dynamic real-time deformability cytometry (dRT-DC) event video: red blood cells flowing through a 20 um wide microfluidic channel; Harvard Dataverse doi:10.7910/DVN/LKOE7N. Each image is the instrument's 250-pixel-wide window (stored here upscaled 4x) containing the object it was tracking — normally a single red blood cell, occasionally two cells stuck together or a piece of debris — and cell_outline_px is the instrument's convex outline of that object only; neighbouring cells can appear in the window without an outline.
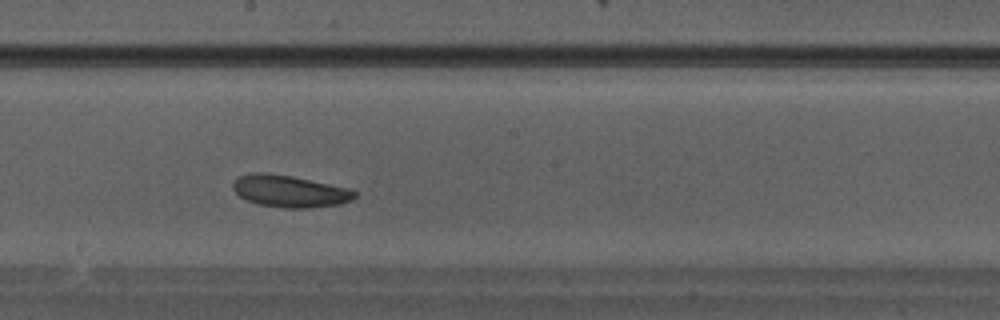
{"species": "Egyptian fruit bat (a non-hibernating species)", "species_latin": "Rousettus aegyptiacus", "temperature_condition": "warm", "stored_images_in_passage": 29, "camera_frame_rate_fps": 3000, "um_per_image_px": 0.085, "animal": {"sex": "male"}, "frame": {"image": 1, "passage_image": 13, "time_ms": 4.0, "image_size_px": [1000, 320], "cell_outline_px": [[356, 196], [352, 200], [340, 204], [308, 208], [284, 208], [256, 204], [240, 196], [232, 188], [232, 184], [240, 176], [252, 172], [264, 172], [292, 176], [348, 188], [356, 192]], "centroid_in_image_um": [24.61, 16.25], "position_along_channel_um": 223.6, "area_um2": 22.6}}
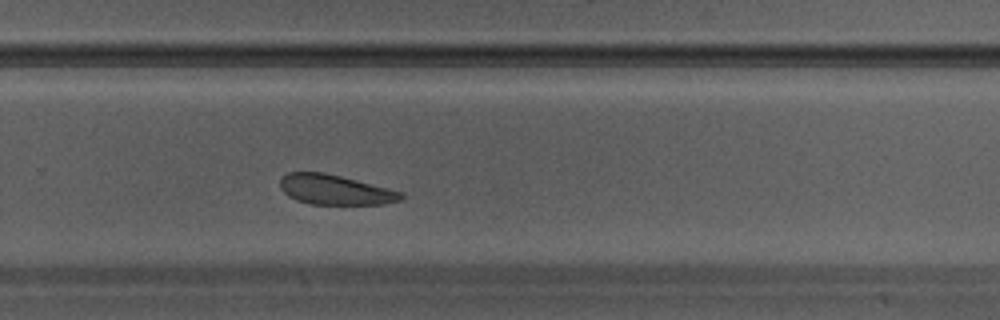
{"frame": {"image": 2, "passage_image": 17, "time_ms": 5.333, "image_size_px": [1000, 320], "cell_outline_px": [[404, 196], [400, 200], [384, 204], [308, 204], [296, 200], [288, 196], [280, 188], [280, 180], [288, 172], [324, 172], [404, 192]], "centroid_in_image_um": [28.47, 16.13], "position_along_channel_um": 301.3, "area_um2": 21.04}}